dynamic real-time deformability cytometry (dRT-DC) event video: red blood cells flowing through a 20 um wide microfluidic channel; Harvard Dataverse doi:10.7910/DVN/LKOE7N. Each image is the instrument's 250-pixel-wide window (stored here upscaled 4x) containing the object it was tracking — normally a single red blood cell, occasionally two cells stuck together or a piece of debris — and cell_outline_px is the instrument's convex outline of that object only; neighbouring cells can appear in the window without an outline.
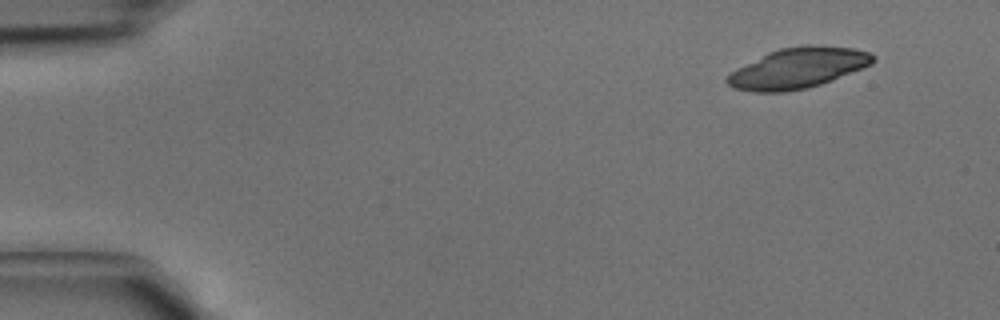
{"species": "common noctule bat (a hibernating species)", "species_latin": "Nyctalus noctula", "temperature_condition": "cold", "stored_images_in_passage": 3, "camera_frame_rate_fps": 3000, "um_per_image_px": 0.085, "animal": {"sex": "male", "body_mass_g": 15.6}, "frame": {"image": 1, "passage_image": 1, "time_ms": 0.0, "image_size_px": [1000, 320], "cell_outline_px": [[876, 60], [872, 64], [832, 80], [808, 88], [784, 92], [752, 92], [732, 88], [724, 80], [736, 68], [768, 52], [780, 48], [804, 44], [820, 44], [852, 48], [868, 52], [876, 56]], "centroid_in_image_um": [67.82, 5.77], "position_along_channel_um": 17.2, "area_um2": 34.68}}